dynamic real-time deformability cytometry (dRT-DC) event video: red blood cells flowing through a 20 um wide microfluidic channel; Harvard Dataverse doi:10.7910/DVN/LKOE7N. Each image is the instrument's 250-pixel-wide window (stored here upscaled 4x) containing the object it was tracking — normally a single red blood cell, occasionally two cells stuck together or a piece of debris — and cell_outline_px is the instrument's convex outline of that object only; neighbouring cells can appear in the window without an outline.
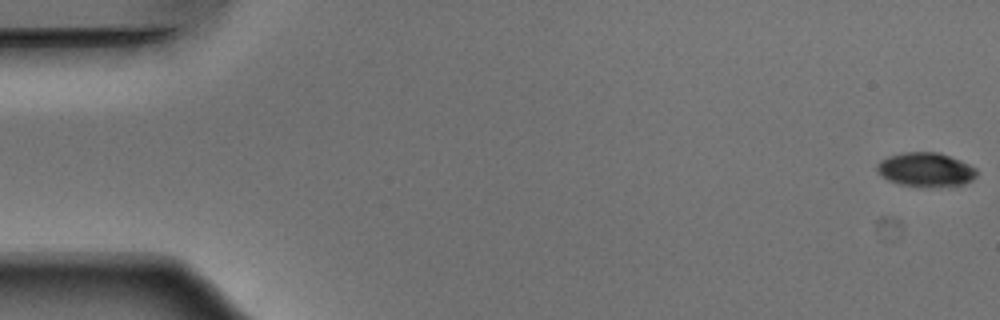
{"species": "Egyptian fruit bat (a non-hibernating species)", "species_latin": "Rousettus aegyptiacus", "temperature_condition": "warm", "stored_images_in_passage": 53, "camera_frame_rate_fps": 3000, "um_per_image_px": 0.085, "animal": {"sex": "male"}, "frame": {"image": 1, "passage_image": 1, "time_ms": 0.0, "image_size_px": [1000, 320], "cell_outline_px": [[976, 176], [972, 180], [964, 184], [900, 184], [888, 180], [876, 168], [876, 164], [880, 160], [888, 156], [904, 152], [940, 152], [960, 160], [976, 168]], "centroid_in_image_um": [78.68, 14.36], "position_along_channel_um": 6.3, "area_um2": 18.96}}
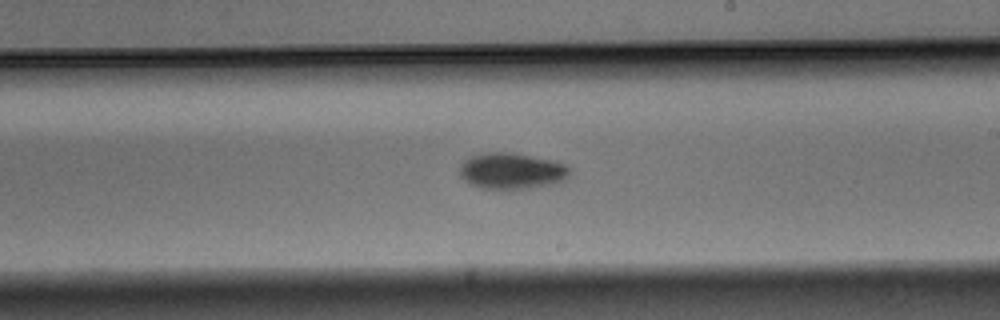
{"frame": {"image": 2, "passage_image": 31, "time_ms": 10.0, "image_size_px": [1000, 320], "cell_outline_px": [[572, 168], [568, 176], [560, 184], [528, 188], [480, 188], [464, 180], [460, 176], [460, 164], [464, 160], [472, 156], [484, 152], [512, 152], [556, 160], [568, 164]], "centroid_in_image_um": [43.57, 14.51], "position_along_channel_um": 245.4, "area_um2": 23.64}}
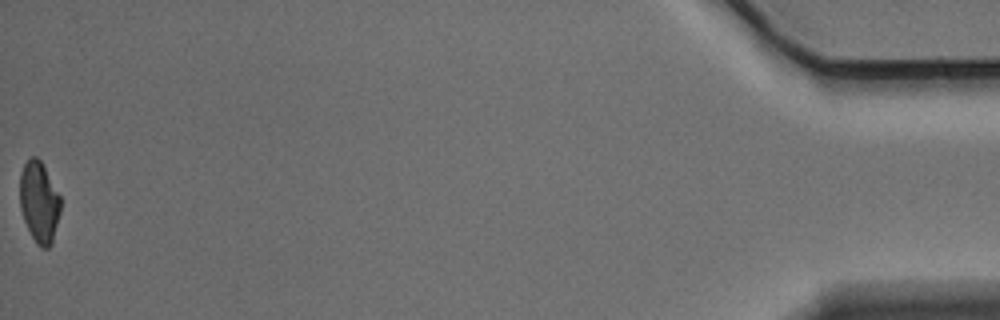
{"frame": {"image": 3, "passage_image": 53, "time_ms": 17.333, "image_size_px": [1000, 320], "cell_outline_px": [[60, 212], [52, 244], [48, 248], [40, 248], [36, 244], [24, 220], [20, 208], [20, 172], [24, 164], [32, 156], [36, 156], [44, 164], [60, 196]], "centroid_in_image_um": [3.33, 17.17], "position_along_channel_um": 431.9, "area_um2": 19.36}, "authors_computed_cell_mechanics": {"area_um2": 21.3282, "velocity_mm_per_s": 3.8873, "shape_relaxation_time_tau1_ms": 2.0008, "shape_relaxation_time_tau2_ms": null, "deformation_change_tau1": 0.113, "deformation_change_tau2": null}}